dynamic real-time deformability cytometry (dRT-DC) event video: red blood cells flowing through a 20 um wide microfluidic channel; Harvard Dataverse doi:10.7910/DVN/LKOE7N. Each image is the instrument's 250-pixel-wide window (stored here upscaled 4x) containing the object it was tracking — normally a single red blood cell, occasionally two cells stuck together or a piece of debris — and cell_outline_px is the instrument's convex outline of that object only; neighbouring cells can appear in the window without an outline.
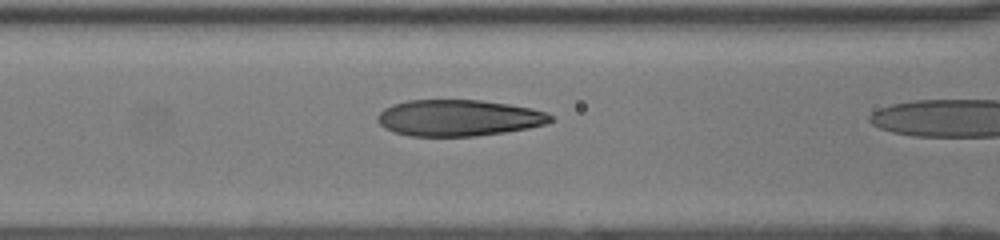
{"species": "human", "species_latin": "Homo sapiens", "temperature_condition": "room temperature", "stored_images_in_passage": 19, "camera_frame_rate_fps": 3000, "um_per_image_px": 0.085, "donor": {"sex": "female"}, "frame": {"image": 1, "passage_image": 18, "time_ms": 5.667, "image_size_px": [1000, 240], "cell_outline_px": [[556, 120], [544, 124], [528, 128], [504, 132], [476, 136], [408, 136], [392, 132], [384, 128], [376, 120], [376, 116], [384, 108], [392, 104], [408, 100], [480, 100], [508, 104], [532, 108], [544, 112], [552, 116]], "centroid_in_image_um": [38.94, 10.02], "position_along_channel_um": 127.7, "area_um2": 36.82}}